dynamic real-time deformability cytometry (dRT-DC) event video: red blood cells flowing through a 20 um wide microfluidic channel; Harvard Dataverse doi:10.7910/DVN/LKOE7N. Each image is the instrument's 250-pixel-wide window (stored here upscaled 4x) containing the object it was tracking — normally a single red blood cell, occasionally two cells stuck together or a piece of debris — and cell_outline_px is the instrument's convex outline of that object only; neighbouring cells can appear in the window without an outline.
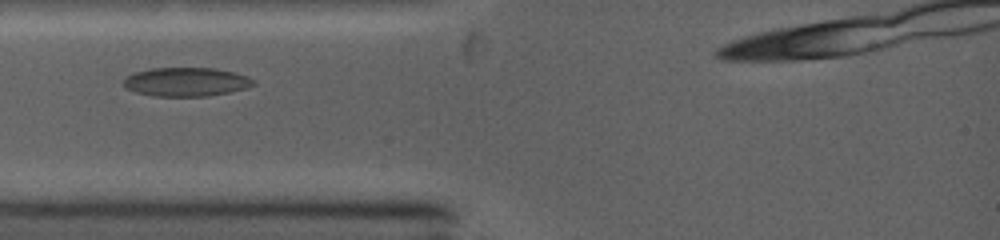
{"species": "common noctule bat (a hibernating species)", "species_latin": "Nyctalus noctula", "temperature_condition": "warm", "stored_images_in_passage": 25, "camera_frame_rate_fps": 5000, "um_per_image_px": 0.085, "animal": {"sex": "female", "body_mass_g": 19.0, "forearm_length_mm": 53.3}, "frame": {"image": 1, "passage_image": 2, "time_ms": 0.4, "image_size_px": [1000, 240], "cell_outline_px": [[256, 84], [244, 88], [228, 92], [208, 96], [152, 96], [136, 92], [124, 88], [124, 80], [128, 76], [136, 72], [152, 68], [216, 68], [236, 72], [248, 76]], "centroid_in_image_um": [15.82, 6.96], "position_along_channel_um": 69.2, "area_um2": 21.73}}
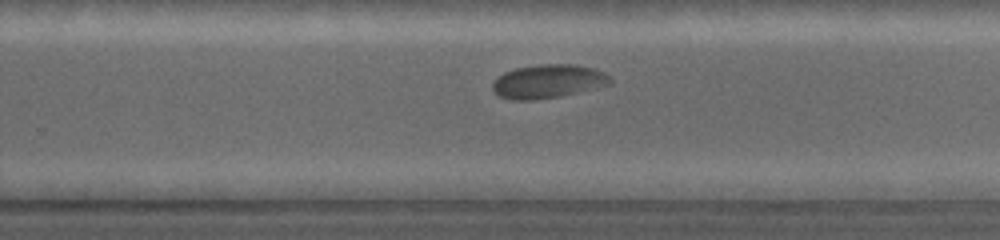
{"frame": {"image": 2, "passage_image": 16, "time_ms": 5.6, "image_size_px": [1000, 240], "cell_outline_px": [[612, 80], [608, 84], [560, 96], [532, 100], [512, 100], [500, 96], [492, 88], [492, 84], [504, 72], [516, 68], [544, 64], [572, 64], [592, 68], [604, 72]], "centroid_in_image_um": [46.56, 6.91], "position_along_channel_um": 283.2, "area_um2": 22.54}}
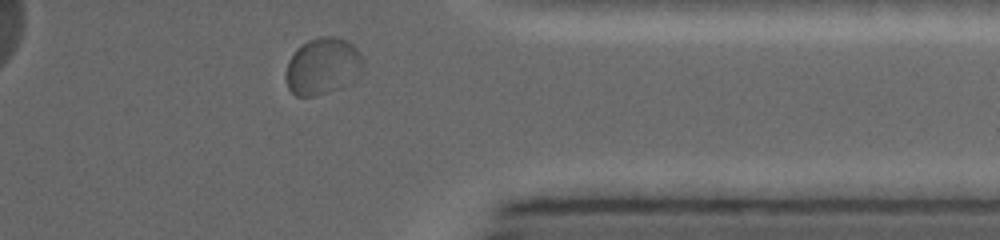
{"frame": {"image": 3, "passage_image": 23, "time_ms": 8.2, "image_size_px": [1000, 240], "cell_outline_px": [[364, 68], [360, 76], [356, 80], [344, 88], [312, 96], [296, 96], [288, 88], [284, 76], [288, 60], [296, 48], [308, 40], [320, 36], [336, 36], [352, 44], [360, 52], [364, 64]], "centroid_in_image_um": [27.45, 5.64], "position_along_channel_um": 383.9, "area_um2": 26.24}}